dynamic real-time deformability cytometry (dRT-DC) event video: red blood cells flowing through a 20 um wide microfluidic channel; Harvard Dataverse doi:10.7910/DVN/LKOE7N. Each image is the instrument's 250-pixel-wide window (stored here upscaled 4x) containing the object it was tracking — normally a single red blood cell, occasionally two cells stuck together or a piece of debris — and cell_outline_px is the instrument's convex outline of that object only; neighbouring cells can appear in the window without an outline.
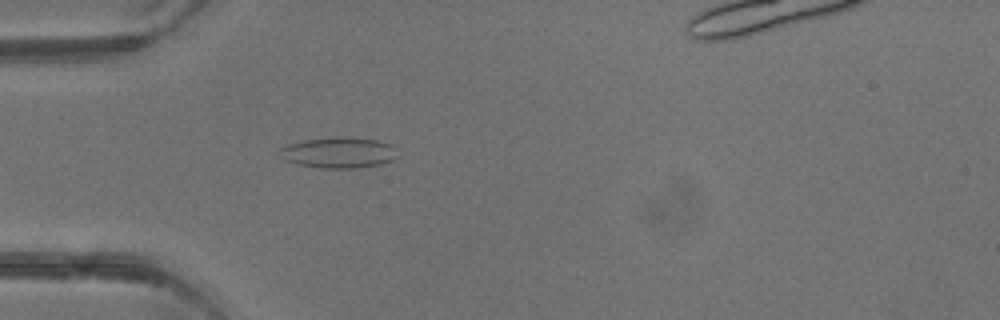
{"species": "common noctule bat (a hibernating species)", "species_latin": "Nyctalus noctula", "temperature_condition": "warm", "stored_images_in_passage": 2, "camera_frame_rate_fps": 3000, "um_per_image_px": 0.085, "animal": {"sex": "male", "body_mass_g": 13.3}, "frame": {"image": 1, "passage_image": 1, "time_ms": 0.0, "image_size_px": [1000, 320], "cell_outline_px": [[396, 156], [392, 160], [380, 164], [356, 168], [320, 168], [296, 164], [284, 160], [280, 148], [288, 144], [304, 140], [336, 136], [352, 136], [376, 140], [392, 144]], "centroid_in_image_um": [28.78, 12.96], "position_along_channel_um": 56.2, "area_um2": 21.21}}